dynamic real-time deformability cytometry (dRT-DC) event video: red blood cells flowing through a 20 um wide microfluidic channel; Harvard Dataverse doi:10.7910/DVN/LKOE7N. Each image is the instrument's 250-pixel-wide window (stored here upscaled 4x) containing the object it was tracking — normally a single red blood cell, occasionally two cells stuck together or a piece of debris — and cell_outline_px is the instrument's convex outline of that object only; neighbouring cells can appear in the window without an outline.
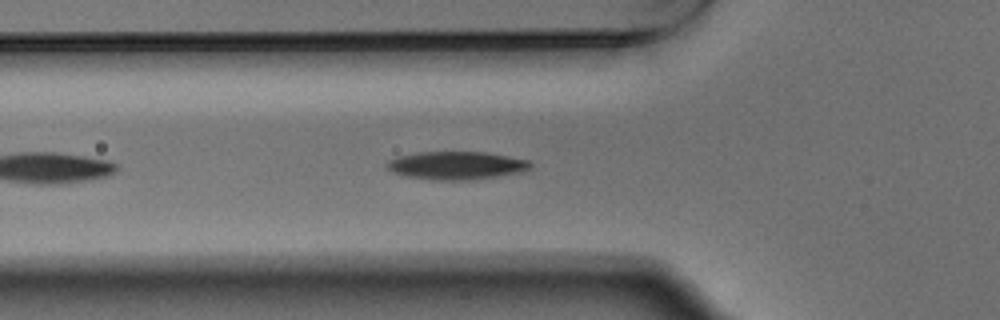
{"species": "Egyptian fruit bat (a non-hibernating species)", "species_latin": "Rousettus aegyptiacus", "temperature_condition": "warm", "stored_images_in_passage": 6, "camera_frame_rate_fps": 3000, "um_per_image_px": 0.085, "animal": {"sex": "male"}, "frame": {"image": 1, "passage_image": 2, "time_ms": 0.333, "image_size_px": [1000, 320], "cell_outline_px": [[532, 168], [524, 172], [468, 180], [432, 180], [408, 176], [392, 172], [384, 164], [388, 160], [400, 156], [420, 152], [488, 152], [528, 160], [532, 164]], "centroid_in_image_um": [38.82, 14.06], "position_along_channel_um": 87.0, "area_um2": 23.47}}